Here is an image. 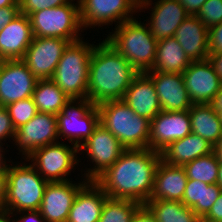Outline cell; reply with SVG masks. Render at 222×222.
<instances>
[{"mask_svg": "<svg viewBox=\"0 0 222 222\" xmlns=\"http://www.w3.org/2000/svg\"><path fill=\"white\" fill-rule=\"evenodd\" d=\"M0 222H11L10 217L6 214H0Z\"/></svg>", "mask_w": 222, "mask_h": 222, "instance_id": "cell-49", "label": "cell"}, {"mask_svg": "<svg viewBox=\"0 0 222 222\" xmlns=\"http://www.w3.org/2000/svg\"><path fill=\"white\" fill-rule=\"evenodd\" d=\"M214 152H215L217 158L219 159V161H222V138L214 146Z\"/></svg>", "mask_w": 222, "mask_h": 222, "instance_id": "cell-47", "label": "cell"}, {"mask_svg": "<svg viewBox=\"0 0 222 222\" xmlns=\"http://www.w3.org/2000/svg\"><path fill=\"white\" fill-rule=\"evenodd\" d=\"M95 45L80 39L64 49L51 80L70 98H88L89 63Z\"/></svg>", "mask_w": 222, "mask_h": 222, "instance_id": "cell-6", "label": "cell"}, {"mask_svg": "<svg viewBox=\"0 0 222 222\" xmlns=\"http://www.w3.org/2000/svg\"><path fill=\"white\" fill-rule=\"evenodd\" d=\"M207 59L212 65L215 73L222 81V53H209Z\"/></svg>", "mask_w": 222, "mask_h": 222, "instance_id": "cell-44", "label": "cell"}, {"mask_svg": "<svg viewBox=\"0 0 222 222\" xmlns=\"http://www.w3.org/2000/svg\"><path fill=\"white\" fill-rule=\"evenodd\" d=\"M203 218L211 222H222V192Z\"/></svg>", "mask_w": 222, "mask_h": 222, "instance_id": "cell-40", "label": "cell"}, {"mask_svg": "<svg viewBox=\"0 0 222 222\" xmlns=\"http://www.w3.org/2000/svg\"><path fill=\"white\" fill-rule=\"evenodd\" d=\"M32 98L38 112L54 115L71 100L51 79H38Z\"/></svg>", "mask_w": 222, "mask_h": 222, "instance_id": "cell-29", "label": "cell"}, {"mask_svg": "<svg viewBox=\"0 0 222 222\" xmlns=\"http://www.w3.org/2000/svg\"><path fill=\"white\" fill-rule=\"evenodd\" d=\"M15 131L16 129L11 122V118L6 107L0 105V142L2 144H7L3 142H6L8 139L14 140Z\"/></svg>", "mask_w": 222, "mask_h": 222, "instance_id": "cell-36", "label": "cell"}, {"mask_svg": "<svg viewBox=\"0 0 222 222\" xmlns=\"http://www.w3.org/2000/svg\"><path fill=\"white\" fill-rule=\"evenodd\" d=\"M191 62L178 41L169 37L157 42L152 71L182 74Z\"/></svg>", "mask_w": 222, "mask_h": 222, "instance_id": "cell-26", "label": "cell"}, {"mask_svg": "<svg viewBox=\"0 0 222 222\" xmlns=\"http://www.w3.org/2000/svg\"><path fill=\"white\" fill-rule=\"evenodd\" d=\"M80 153H86L93 166L87 169L81 177L94 181L107 168L115 163L126 148L119 140L100 123L92 135L78 148ZM85 151V152H83Z\"/></svg>", "mask_w": 222, "mask_h": 222, "instance_id": "cell-11", "label": "cell"}, {"mask_svg": "<svg viewBox=\"0 0 222 222\" xmlns=\"http://www.w3.org/2000/svg\"><path fill=\"white\" fill-rule=\"evenodd\" d=\"M139 73L104 39L96 43L89 63L88 99L98 105L123 100L126 90Z\"/></svg>", "mask_w": 222, "mask_h": 222, "instance_id": "cell-2", "label": "cell"}, {"mask_svg": "<svg viewBox=\"0 0 222 222\" xmlns=\"http://www.w3.org/2000/svg\"><path fill=\"white\" fill-rule=\"evenodd\" d=\"M46 8L29 15L32 32L37 37L63 38L70 43L82 39L84 32L81 21L79 2Z\"/></svg>", "mask_w": 222, "mask_h": 222, "instance_id": "cell-7", "label": "cell"}, {"mask_svg": "<svg viewBox=\"0 0 222 222\" xmlns=\"http://www.w3.org/2000/svg\"><path fill=\"white\" fill-rule=\"evenodd\" d=\"M97 107L100 124L126 149L149 148L150 120L136 114L123 100L105 101Z\"/></svg>", "mask_w": 222, "mask_h": 222, "instance_id": "cell-4", "label": "cell"}, {"mask_svg": "<svg viewBox=\"0 0 222 222\" xmlns=\"http://www.w3.org/2000/svg\"><path fill=\"white\" fill-rule=\"evenodd\" d=\"M211 105L218 112L219 118L222 122V87L215 95Z\"/></svg>", "mask_w": 222, "mask_h": 222, "instance_id": "cell-45", "label": "cell"}, {"mask_svg": "<svg viewBox=\"0 0 222 222\" xmlns=\"http://www.w3.org/2000/svg\"><path fill=\"white\" fill-rule=\"evenodd\" d=\"M37 81L22 59L4 60L0 68V105L32 97Z\"/></svg>", "mask_w": 222, "mask_h": 222, "instance_id": "cell-13", "label": "cell"}, {"mask_svg": "<svg viewBox=\"0 0 222 222\" xmlns=\"http://www.w3.org/2000/svg\"><path fill=\"white\" fill-rule=\"evenodd\" d=\"M57 115L38 112L28 123L15 131L14 143L22 159H27L36 149L59 142Z\"/></svg>", "mask_w": 222, "mask_h": 222, "instance_id": "cell-12", "label": "cell"}, {"mask_svg": "<svg viewBox=\"0 0 222 222\" xmlns=\"http://www.w3.org/2000/svg\"><path fill=\"white\" fill-rule=\"evenodd\" d=\"M189 15L196 16L207 0H178Z\"/></svg>", "mask_w": 222, "mask_h": 222, "instance_id": "cell-43", "label": "cell"}, {"mask_svg": "<svg viewBox=\"0 0 222 222\" xmlns=\"http://www.w3.org/2000/svg\"><path fill=\"white\" fill-rule=\"evenodd\" d=\"M100 123L97 105L88 98L71 99L57 114L59 139H65L78 148L92 135Z\"/></svg>", "mask_w": 222, "mask_h": 222, "instance_id": "cell-8", "label": "cell"}, {"mask_svg": "<svg viewBox=\"0 0 222 222\" xmlns=\"http://www.w3.org/2000/svg\"><path fill=\"white\" fill-rule=\"evenodd\" d=\"M192 132L215 146L222 138V122L211 104H193L189 109Z\"/></svg>", "mask_w": 222, "mask_h": 222, "instance_id": "cell-27", "label": "cell"}, {"mask_svg": "<svg viewBox=\"0 0 222 222\" xmlns=\"http://www.w3.org/2000/svg\"><path fill=\"white\" fill-rule=\"evenodd\" d=\"M9 6H20L18 0H0V8Z\"/></svg>", "mask_w": 222, "mask_h": 222, "instance_id": "cell-46", "label": "cell"}, {"mask_svg": "<svg viewBox=\"0 0 222 222\" xmlns=\"http://www.w3.org/2000/svg\"><path fill=\"white\" fill-rule=\"evenodd\" d=\"M15 129L28 123L37 113L33 98H26L5 106Z\"/></svg>", "mask_w": 222, "mask_h": 222, "instance_id": "cell-33", "label": "cell"}, {"mask_svg": "<svg viewBox=\"0 0 222 222\" xmlns=\"http://www.w3.org/2000/svg\"><path fill=\"white\" fill-rule=\"evenodd\" d=\"M145 74L153 81L162 111H185L193 105L181 73L149 70Z\"/></svg>", "mask_w": 222, "mask_h": 222, "instance_id": "cell-19", "label": "cell"}, {"mask_svg": "<svg viewBox=\"0 0 222 222\" xmlns=\"http://www.w3.org/2000/svg\"><path fill=\"white\" fill-rule=\"evenodd\" d=\"M20 14V6L0 8V31Z\"/></svg>", "mask_w": 222, "mask_h": 222, "instance_id": "cell-39", "label": "cell"}, {"mask_svg": "<svg viewBox=\"0 0 222 222\" xmlns=\"http://www.w3.org/2000/svg\"><path fill=\"white\" fill-rule=\"evenodd\" d=\"M196 16L208 29L220 24L222 22V0H207Z\"/></svg>", "mask_w": 222, "mask_h": 222, "instance_id": "cell-34", "label": "cell"}, {"mask_svg": "<svg viewBox=\"0 0 222 222\" xmlns=\"http://www.w3.org/2000/svg\"><path fill=\"white\" fill-rule=\"evenodd\" d=\"M20 214H22V215H20ZM18 215H20V216H18ZM17 217H19L20 219L19 218L17 219ZM10 220H11V222H47L42 217L39 210L20 211V212L13 213L10 216Z\"/></svg>", "mask_w": 222, "mask_h": 222, "instance_id": "cell-38", "label": "cell"}, {"mask_svg": "<svg viewBox=\"0 0 222 222\" xmlns=\"http://www.w3.org/2000/svg\"><path fill=\"white\" fill-rule=\"evenodd\" d=\"M174 38L191 61H202L209 55V29L194 15L177 28Z\"/></svg>", "mask_w": 222, "mask_h": 222, "instance_id": "cell-22", "label": "cell"}, {"mask_svg": "<svg viewBox=\"0 0 222 222\" xmlns=\"http://www.w3.org/2000/svg\"><path fill=\"white\" fill-rule=\"evenodd\" d=\"M217 185L222 190V161H219Z\"/></svg>", "mask_w": 222, "mask_h": 222, "instance_id": "cell-48", "label": "cell"}, {"mask_svg": "<svg viewBox=\"0 0 222 222\" xmlns=\"http://www.w3.org/2000/svg\"><path fill=\"white\" fill-rule=\"evenodd\" d=\"M191 132L189 110L161 111L150 121L149 149L160 153Z\"/></svg>", "mask_w": 222, "mask_h": 222, "instance_id": "cell-15", "label": "cell"}, {"mask_svg": "<svg viewBox=\"0 0 222 222\" xmlns=\"http://www.w3.org/2000/svg\"><path fill=\"white\" fill-rule=\"evenodd\" d=\"M222 190L217 184H207L188 179L182 203L190 207L199 218H203L220 196Z\"/></svg>", "mask_w": 222, "mask_h": 222, "instance_id": "cell-28", "label": "cell"}, {"mask_svg": "<svg viewBox=\"0 0 222 222\" xmlns=\"http://www.w3.org/2000/svg\"><path fill=\"white\" fill-rule=\"evenodd\" d=\"M105 41L119 52L138 73L152 70L157 40L146 23L136 18L117 25Z\"/></svg>", "mask_w": 222, "mask_h": 222, "instance_id": "cell-3", "label": "cell"}, {"mask_svg": "<svg viewBox=\"0 0 222 222\" xmlns=\"http://www.w3.org/2000/svg\"><path fill=\"white\" fill-rule=\"evenodd\" d=\"M142 0L139 2V11L151 8L150 18L146 24L154 38L159 41L174 37L177 28L189 16L186 9L178 0ZM153 4V6H152ZM152 6V7H151Z\"/></svg>", "mask_w": 222, "mask_h": 222, "instance_id": "cell-16", "label": "cell"}, {"mask_svg": "<svg viewBox=\"0 0 222 222\" xmlns=\"http://www.w3.org/2000/svg\"><path fill=\"white\" fill-rule=\"evenodd\" d=\"M107 197L94 181H88L76 194L67 222H98Z\"/></svg>", "mask_w": 222, "mask_h": 222, "instance_id": "cell-24", "label": "cell"}, {"mask_svg": "<svg viewBox=\"0 0 222 222\" xmlns=\"http://www.w3.org/2000/svg\"><path fill=\"white\" fill-rule=\"evenodd\" d=\"M5 157V158H4ZM6 156L5 155H0V167L6 162Z\"/></svg>", "mask_w": 222, "mask_h": 222, "instance_id": "cell-51", "label": "cell"}, {"mask_svg": "<svg viewBox=\"0 0 222 222\" xmlns=\"http://www.w3.org/2000/svg\"><path fill=\"white\" fill-rule=\"evenodd\" d=\"M6 163L0 167V214L5 213L7 177H6Z\"/></svg>", "mask_w": 222, "mask_h": 222, "instance_id": "cell-41", "label": "cell"}, {"mask_svg": "<svg viewBox=\"0 0 222 222\" xmlns=\"http://www.w3.org/2000/svg\"><path fill=\"white\" fill-rule=\"evenodd\" d=\"M3 62H4V59L0 56V68Z\"/></svg>", "mask_w": 222, "mask_h": 222, "instance_id": "cell-53", "label": "cell"}, {"mask_svg": "<svg viewBox=\"0 0 222 222\" xmlns=\"http://www.w3.org/2000/svg\"><path fill=\"white\" fill-rule=\"evenodd\" d=\"M3 146L4 145L0 142V155H4V154H6L5 151H9V150H6Z\"/></svg>", "mask_w": 222, "mask_h": 222, "instance_id": "cell-50", "label": "cell"}, {"mask_svg": "<svg viewBox=\"0 0 222 222\" xmlns=\"http://www.w3.org/2000/svg\"><path fill=\"white\" fill-rule=\"evenodd\" d=\"M131 222H157L150 210L143 204L135 212Z\"/></svg>", "mask_w": 222, "mask_h": 222, "instance_id": "cell-42", "label": "cell"}, {"mask_svg": "<svg viewBox=\"0 0 222 222\" xmlns=\"http://www.w3.org/2000/svg\"><path fill=\"white\" fill-rule=\"evenodd\" d=\"M140 206L135 201L107 197L98 222H131Z\"/></svg>", "mask_w": 222, "mask_h": 222, "instance_id": "cell-32", "label": "cell"}, {"mask_svg": "<svg viewBox=\"0 0 222 222\" xmlns=\"http://www.w3.org/2000/svg\"><path fill=\"white\" fill-rule=\"evenodd\" d=\"M87 182L85 178L78 183L48 182L39 208L42 217L47 222H67L76 194Z\"/></svg>", "mask_w": 222, "mask_h": 222, "instance_id": "cell-17", "label": "cell"}, {"mask_svg": "<svg viewBox=\"0 0 222 222\" xmlns=\"http://www.w3.org/2000/svg\"><path fill=\"white\" fill-rule=\"evenodd\" d=\"M157 222H198L199 217L180 201L148 200L144 204Z\"/></svg>", "mask_w": 222, "mask_h": 222, "instance_id": "cell-30", "label": "cell"}, {"mask_svg": "<svg viewBox=\"0 0 222 222\" xmlns=\"http://www.w3.org/2000/svg\"><path fill=\"white\" fill-rule=\"evenodd\" d=\"M183 167L188 179L217 184L219 159L215 152L196 158Z\"/></svg>", "mask_w": 222, "mask_h": 222, "instance_id": "cell-31", "label": "cell"}, {"mask_svg": "<svg viewBox=\"0 0 222 222\" xmlns=\"http://www.w3.org/2000/svg\"><path fill=\"white\" fill-rule=\"evenodd\" d=\"M214 152V146L198 134L191 132L182 139L169 144L160 152L161 160L170 165L184 166L204 155Z\"/></svg>", "mask_w": 222, "mask_h": 222, "instance_id": "cell-25", "label": "cell"}, {"mask_svg": "<svg viewBox=\"0 0 222 222\" xmlns=\"http://www.w3.org/2000/svg\"><path fill=\"white\" fill-rule=\"evenodd\" d=\"M198 222H211V221H208V220H206L204 218H200Z\"/></svg>", "mask_w": 222, "mask_h": 222, "instance_id": "cell-52", "label": "cell"}, {"mask_svg": "<svg viewBox=\"0 0 222 222\" xmlns=\"http://www.w3.org/2000/svg\"><path fill=\"white\" fill-rule=\"evenodd\" d=\"M83 29L112 25L135 18L139 12L138 0H78ZM116 22V23H115ZM102 25V26H101Z\"/></svg>", "mask_w": 222, "mask_h": 222, "instance_id": "cell-10", "label": "cell"}, {"mask_svg": "<svg viewBox=\"0 0 222 222\" xmlns=\"http://www.w3.org/2000/svg\"><path fill=\"white\" fill-rule=\"evenodd\" d=\"M123 101L136 114L150 121L162 111L154 83L145 73H139L132 80Z\"/></svg>", "mask_w": 222, "mask_h": 222, "instance_id": "cell-21", "label": "cell"}, {"mask_svg": "<svg viewBox=\"0 0 222 222\" xmlns=\"http://www.w3.org/2000/svg\"><path fill=\"white\" fill-rule=\"evenodd\" d=\"M73 0H20V13L30 15L33 12L71 3Z\"/></svg>", "mask_w": 222, "mask_h": 222, "instance_id": "cell-35", "label": "cell"}, {"mask_svg": "<svg viewBox=\"0 0 222 222\" xmlns=\"http://www.w3.org/2000/svg\"><path fill=\"white\" fill-rule=\"evenodd\" d=\"M60 141L36 149L25 159L48 182L71 180L67 175H70L74 169L76 170L74 167L81 162L80 158L77 159L78 147L74 144L69 146L62 142L63 140Z\"/></svg>", "mask_w": 222, "mask_h": 222, "instance_id": "cell-9", "label": "cell"}, {"mask_svg": "<svg viewBox=\"0 0 222 222\" xmlns=\"http://www.w3.org/2000/svg\"><path fill=\"white\" fill-rule=\"evenodd\" d=\"M69 43L63 38L34 36L22 60L37 79H51Z\"/></svg>", "mask_w": 222, "mask_h": 222, "instance_id": "cell-14", "label": "cell"}, {"mask_svg": "<svg viewBox=\"0 0 222 222\" xmlns=\"http://www.w3.org/2000/svg\"><path fill=\"white\" fill-rule=\"evenodd\" d=\"M33 38L29 16L20 13L0 31V56L4 60L23 59Z\"/></svg>", "mask_w": 222, "mask_h": 222, "instance_id": "cell-20", "label": "cell"}, {"mask_svg": "<svg viewBox=\"0 0 222 222\" xmlns=\"http://www.w3.org/2000/svg\"><path fill=\"white\" fill-rule=\"evenodd\" d=\"M209 53H222V22L209 28Z\"/></svg>", "mask_w": 222, "mask_h": 222, "instance_id": "cell-37", "label": "cell"}, {"mask_svg": "<svg viewBox=\"0 0 222 222\" xmlns=\"http://www.w3.org/2000/svg\"><path fill=\"white\" fill-rule=\"evenodd\" d=\"M6 164L5 213L10 217L20 211L39 210L48 181L30 164Z\"/></svg>", "mask_w": 222, "mask_h": 222, "instance_id": "cell-5", "label": "cell"}, {"mask_svg": "<svg viewBox=\"0 0 222 222\" xmlns=\"http://www.w3.org/2000/svg\"><path fill=\"white\" fill-rule=\"evenodd\" d=\"M182 76L192 104H211L222 87L208 59L192 61Z\"/></svg>", "mask_w": 222, "mask_h": 222, "instance_id": "cell-18", "label": "cell"}, {"mask_svg": "<svg viewBox=\"0 0 222 222\" xmlns=\"http://www.w3.org/2000/svg\"><path fill=\"white\" fill-rule=\"evenodd\" d=\"M160 160V153L149 148L126 149L94 182L110 198L143 205L150 200Z\"/></svg>", "mask_w": 222, "mask_h": 222, "instance_id": "cell-1", "label": "cell"}, {"mask_svg": "<svg viewBox=\"0 0 222 222\" xmlns=\"http://www.w3.org/2000/svg\"><path fill=\"white\" fill-rule=\"evenodd\" d=\"M187 181L183 166L170 165L160 160L155 172L150 200L182 202Z\"/></svg>", "mask_w": 222, "mask_h": 222, "instance_id": "cell-23", "label": "cell"}]
</instances>
